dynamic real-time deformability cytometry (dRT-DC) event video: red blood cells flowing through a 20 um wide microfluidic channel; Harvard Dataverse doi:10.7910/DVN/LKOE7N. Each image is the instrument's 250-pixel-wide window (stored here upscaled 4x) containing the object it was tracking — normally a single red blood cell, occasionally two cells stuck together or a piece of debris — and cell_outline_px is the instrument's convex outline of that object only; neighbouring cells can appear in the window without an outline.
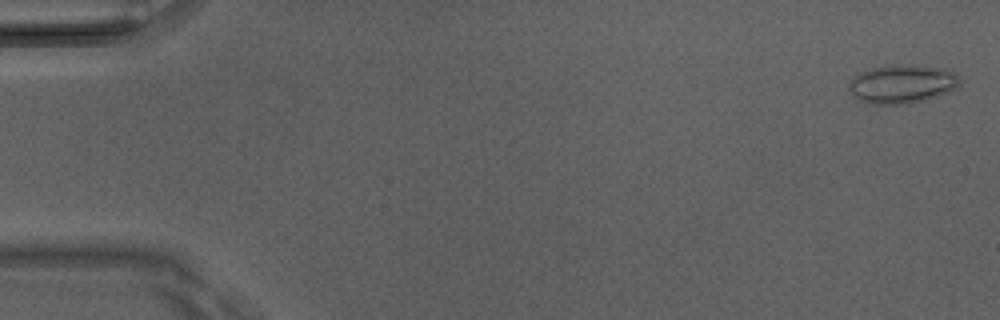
{"species": "Egyptian fruit bat (a non-hibernating species)", "species_latin": "Rousettus aegyptiacus", "temperature_condition": "room temperature", "stored_images_in_passage": 50, "camera_frame_rate_fps": 3000, "um_per_image_px": 0.085, "animal": {"sex": "male"}, "frame": {"image": 1, "passage_image": 1, "time_ms": 0.0, "image_size_px": [1000, 320], "cell_outline_px": [[960, 84], [956, 88], [948, 92], [912, 104], [868, 104], [852, 96], [848, 88], [848, 80], [852, 76], [860, 72], [872, 68], [888, 64], [916, 64], [948, 68], [956, 72], [960, 80]], "centroid_in_image_um": [76.67, 7.11], "position_along_channel_um": 8.3, "area_um2": 25.78}}
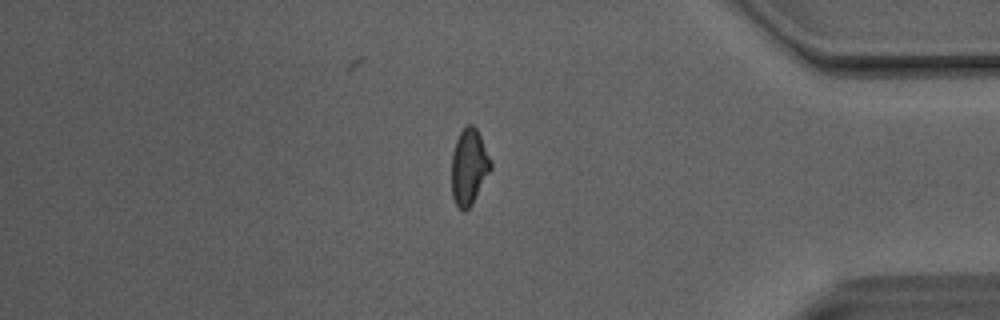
{"frame": {"image": 2, "passage_image": 42, "time_ms": 13.667, "image_size_px": [1000, 320], "cell_outline_px": [[492, 168], [472, 204], [464, 212], [456, 204], [452, 196], [452, 152], [456, 140], [460, 132], [468, 124], [472, 124], [476, 128], [492, 160]], "centroid_in_image_um": [39.87, 14.18], "position_along_channel_um": 395.3, "area_um2": 17.28}}
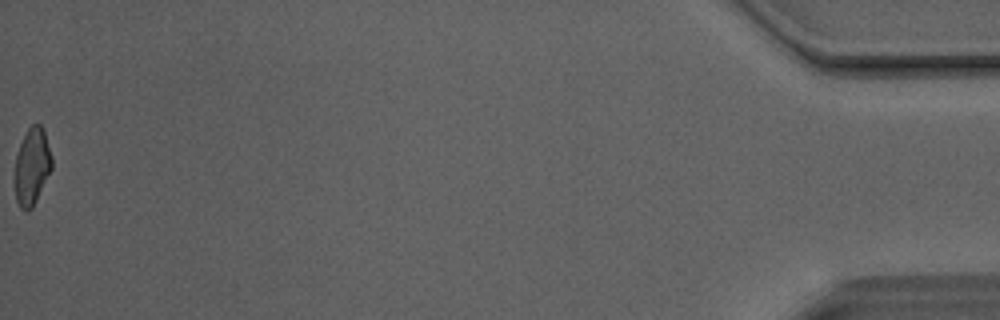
{"frame": {"image": 3, "passage_image": 50, "time_ms": 16.333, "image_size_px": [1000, 320], "cell_outline_px": [[52, 168], [32, 208], [28, 212], [24, 212], [20, 208], [16, 200], [12, 176], [16, 156], [20, 144], [28, 128], [32, 124], [40, 124], [44, 128], [52, 156]], "centroid_in_image_um": [2.69, 14.17], "position_along_channel_um": 432.5, "area_um2": 17.11}, "authors_computed_cell_mechanics": {"area_um2": 18.2648, "velocity_mm_per_s": 4.1404, "shape_relaxation_time_tau1_ms": 7.7155, "shape_relaxation_time_tau2_ms": 2.6472, "deformation_change_tau1": 0.1511, "deformation_change_tau2": 0.0978}}